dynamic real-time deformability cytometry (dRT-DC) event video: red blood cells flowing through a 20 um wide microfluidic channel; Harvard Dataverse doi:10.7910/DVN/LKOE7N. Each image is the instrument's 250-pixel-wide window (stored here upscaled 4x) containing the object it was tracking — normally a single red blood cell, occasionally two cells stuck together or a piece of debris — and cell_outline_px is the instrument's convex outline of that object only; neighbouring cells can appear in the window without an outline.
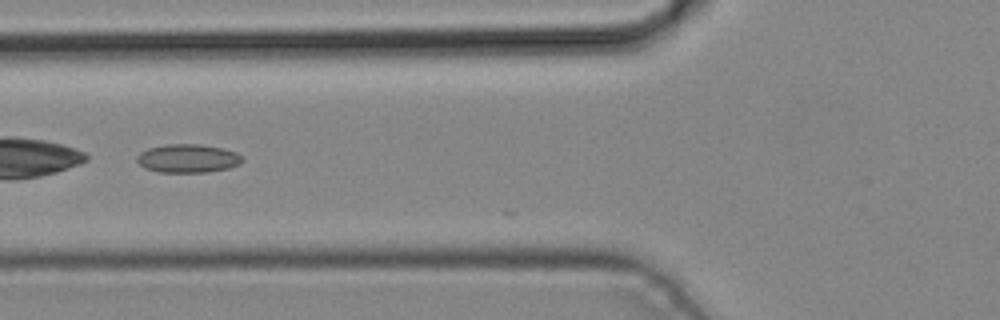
{"species": "common noctule bat (a hibernating species)", "species_latin": "Nyctalus noctula", "temperature_condition": "cold", "stored_images_in_passage": 5, "camera_frame_rate_fps": 3000, "um_per_image_px": 0.085, "animal": {"sex": "male", "body_mass_g": 19.2, "forearm_length_mm": 51.8}, "frame": {"image": 1, "passage_image": 5, "time_ms": 1.333, "image_size_px": [1000, 320], "cell_outline_px": [[244, 160], [240, 164], [228, 168], [204, 172], [156, 172], [144, 168], [136, 160], [136, 156], [140, 152], [148, 148], [164, 144], [200, 144], [220, 148], [236, 152]], "centroid_in_image_um": [15.92, 13.46], "position_along_channel_um": 109.9, "area_um2": 17.51}}